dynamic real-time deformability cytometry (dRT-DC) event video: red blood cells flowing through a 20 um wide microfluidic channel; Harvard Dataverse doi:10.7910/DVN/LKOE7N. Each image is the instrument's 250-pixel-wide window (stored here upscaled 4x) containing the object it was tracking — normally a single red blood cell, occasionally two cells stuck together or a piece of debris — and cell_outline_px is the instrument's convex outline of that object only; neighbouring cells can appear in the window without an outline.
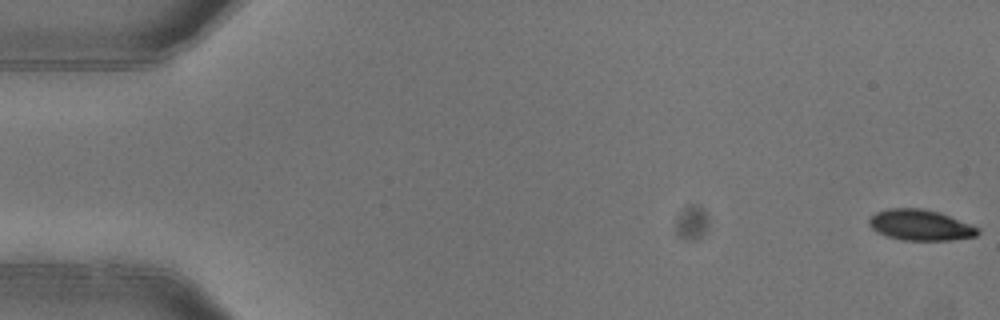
{"species": "common noctule bat (a hibernating species)", "species_latin": "Nyctalus noctula", "temperature_condition": "warm", "stored_images_in_passage": 5, "camera_frame_rate_fps": 3000, "um_per_image_px": 0.085, "animal": {"sex": "female"}, "frame": {"image": 1, "passage_image": 1, "time_ms": 0.0, "image_size_px": [1000, 320], "cell_outline_px": [[980, 232], [976, 236], [952, 240], [900, 240], [876, 232], [868, 224], [868, 220], [876, 212], [888, 208], [920, 208], [940, 212], [980, 228]], "centroid_in_image_um": [78.23, 19.13], "position_along_channel_um": 6.8, "area_um2": 19.59}}
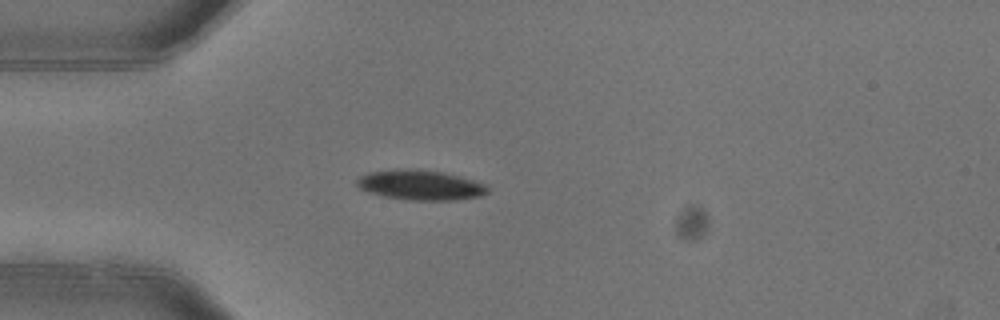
{"frame": {"image": 2, "passage_image": 4, "time_ms": 1.0, "image_size_px": [1000, 320], "cell_outline_px": [[488, 192], [480, 196], [456, 200], [408, 200], [384, 196], [368, 192], [360, 188], [356, 184], [356, 180], [360, 176], [368, 172], [396, 168], [408, 168], [440, 172], [488, 184]], "centroid_in_image_um": [35.7, 15.73], "position_along_channel_um": 49.3, "area_um2": 22.83}}